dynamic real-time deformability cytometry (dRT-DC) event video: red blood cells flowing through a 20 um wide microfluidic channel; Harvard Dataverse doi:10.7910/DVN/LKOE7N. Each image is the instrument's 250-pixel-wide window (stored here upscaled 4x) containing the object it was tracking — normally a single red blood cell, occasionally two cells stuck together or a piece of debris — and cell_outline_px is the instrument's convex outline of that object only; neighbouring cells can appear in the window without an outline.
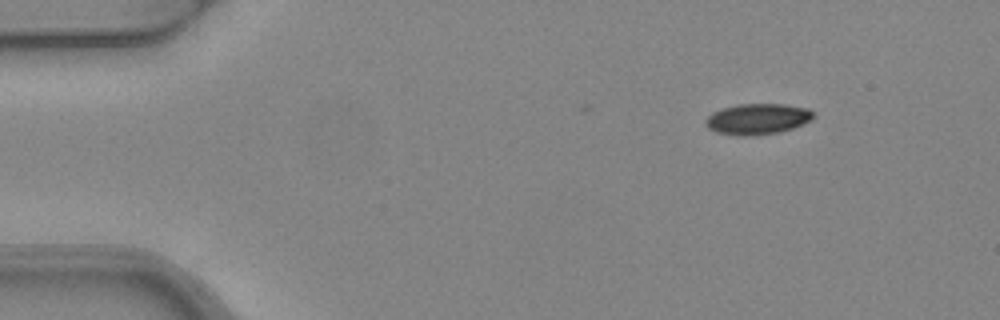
{"species": "common noctule bat (a hibernating species)", "species_latin": "Nyctalus noctula", "temperature_condition": "warm", "stored_images_in_passage": 3, "camera_frame_rate_fps": 3000, "um_per_image_px": 0.085, "animal": {"sex": "female", "body_mass_g": 24.6, "forearm_length_mm": 56.2}, "frame": {"image": 1, "passage_image": 1, "time_ms": 0.0, "image_size_px": [1000, 320], "cell_outline_px": [[816, 116], [812, 120], [792, 128], [780, 132], [744, 136], [740, 136], [716, 132], [708, 128], [704, 124], [704, 120], [712, 112], [720, 108], [740, 104], [784, 104], [808, 108]], "centroid_in_image_um": [64.37, 10.11], "position_along_channel_um": 20.6, "area_um2": 19.48}}